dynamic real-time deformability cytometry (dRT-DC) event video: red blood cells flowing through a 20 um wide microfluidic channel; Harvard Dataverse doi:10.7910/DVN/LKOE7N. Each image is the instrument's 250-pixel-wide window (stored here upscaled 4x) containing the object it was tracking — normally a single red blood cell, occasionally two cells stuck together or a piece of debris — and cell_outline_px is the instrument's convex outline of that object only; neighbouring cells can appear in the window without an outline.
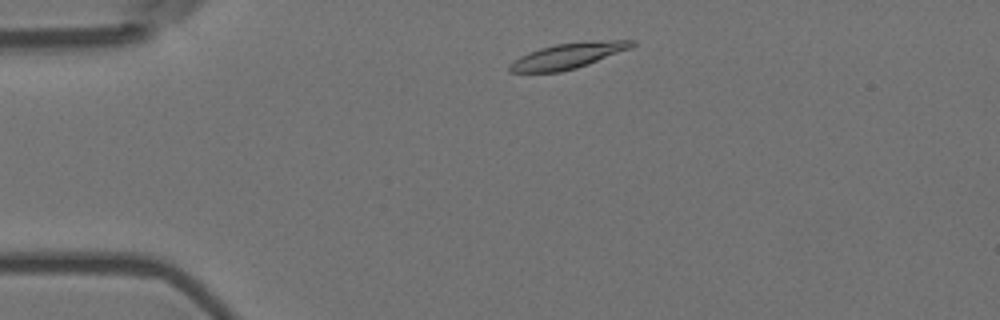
{"species": "Egyptian fruit bat (a non-hibernating species)", "species_latin": "Rousettus aegyptiacus", "temperature_condition": "room temperature", "stored_images_in_passage": 35, "camera_frame_rate_fps": 3000, "um_per_image_px": 0.085, "animal": {"sex": "female"}, "frame": {"image": 1, "passage_image": 1, "time_ms": 0.0, "image_size_px": [1000, 320], "cell_outline_px": [[636, 44], [628, 48], [588, 64], [576, 68], [560, 72], [508, 72], [508, 64], [520, 56], [528, 52], [540, 48], [556, 44], [588, 40], [636, 40]], "centroid_in_image_um": [48.23, 4.73], "position_along_channel_um": 36.8, "area_um2": 18.15}}
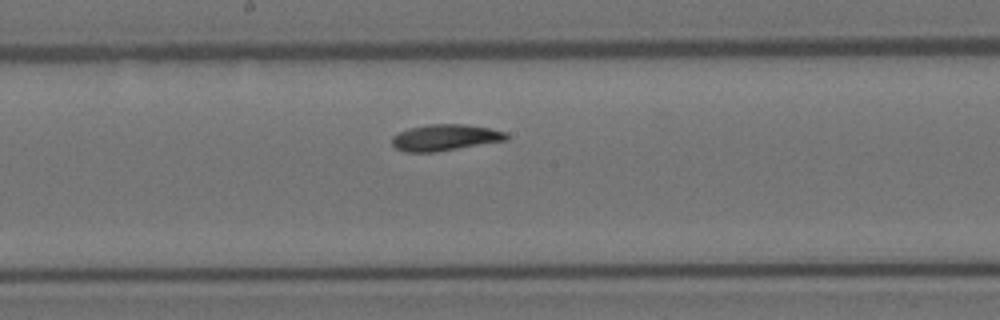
{"frame": {"image": 2, "passage_image": 19, "time_ms": 6.0, "image_size_px": [1000, 320], "cell_outline_px": [[508, 140], [436, 152], [404, 152], [396, 148], [392, 144], [392, 136], [408, 128], [428, 124], [464, 124], [488, 128], [504, 132], [508, 136]], "centroid_in_image_um": [37.8, 11.69], "position_along_channel_um": 210.4, "area_um2": 17.51}}
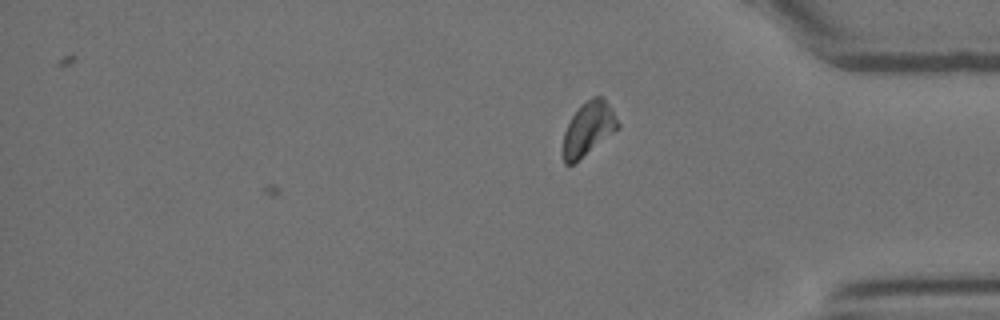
{"frame": {"image": 3, "passage_image": 35, "time_ms": 11.333, "image_size_px": [1000, 320], "cell_outline_px": [[620, 124], [612, 132], [572, 164], [564, 164], [564, 132], [572, 116], [592, 96], [600, 96], [612, 108]], "centroid_in_image_um": [50.01, 10.91], "position_along_channel_um": 385.2, "area_um2": 16.07}, "authors_computed_cell_mechanics": {"area_um2": 17.34, "velocity_mm_per_s": 3.5431, "shape_relaxation_time_tau1_ms": 6.5531, "shape_relaxation_time_tau2_ms": 3.6073, "deformation_change_tau1": 0.1563, "deformation_change_tau2": 0.0736}}